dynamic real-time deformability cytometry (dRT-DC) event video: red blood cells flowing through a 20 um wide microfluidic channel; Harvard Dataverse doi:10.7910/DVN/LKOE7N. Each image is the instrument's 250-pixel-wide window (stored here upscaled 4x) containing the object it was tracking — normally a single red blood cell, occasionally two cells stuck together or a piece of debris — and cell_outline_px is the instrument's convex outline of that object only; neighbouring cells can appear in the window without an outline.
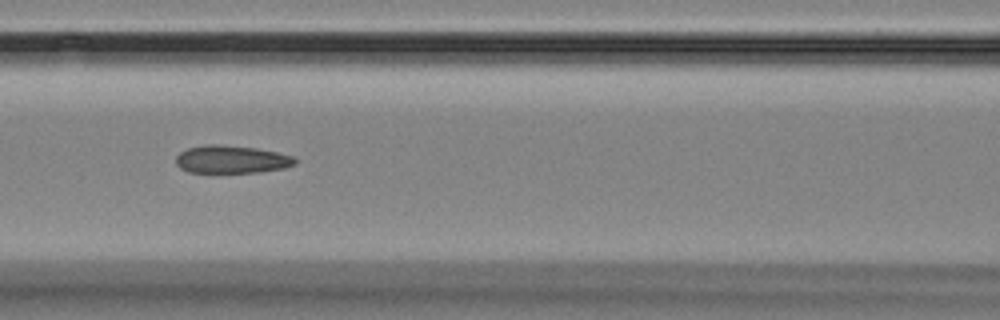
{"species": "Egyptian fruit bat (a non-hibernating species)", "species_latin": "Rousettus aegyptiacus", "temperature_condition": "room temperature", "stored_images_in_passage": 16, "camera_frame_rate_fps": 3000, "um_per_image_px": 0.085, "animal": {"sex": "female"}, "frame": {"image": 1, "passage_image": 7, "time_ms": 7.0, "image_size_px": [1000, 320], "cell_outline_px": [[296, 164], [284, 168], [260, 172], [188, 172], [180, 168], [176, 164], [176, 156], [180, 152], [188, 148], [204, 144], [220, 144], [256, 148], [276, 152], [292, 156], [296, 160]], "centroid_in_image_um": [19.66, 13.54], "position_along_channel_um": 146.9, "area_um2": 19.31}}
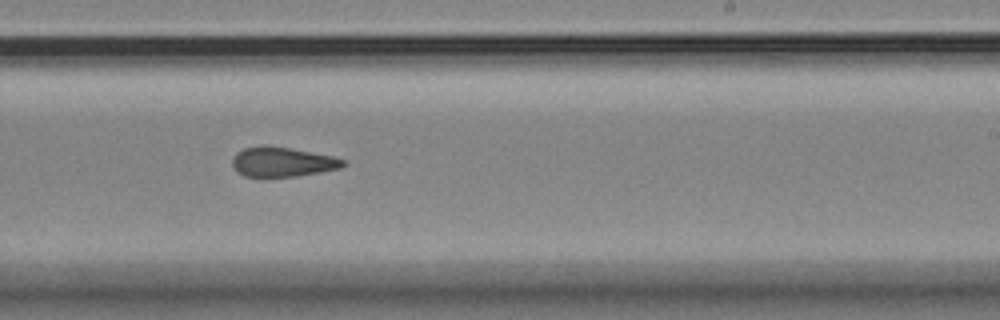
{"frame": {"image": 2, "passage_image": 10, "time_ms": 10.333, "image_size_px": [1000, 320], "cell_outline_px": [[348, 164], [340, 168], [320, 172], [296, 176], [244, 176], [236, 172], [232, 164], [232, 160], [236, 152], [244, 148], [260, 144], [264, 144], [288, 148], [332, 156], [344, 160]], "centroid_in_image_um": [23.97, 13.75], "position_along_channel_um": 265.0, "area_um2": 19.13}}
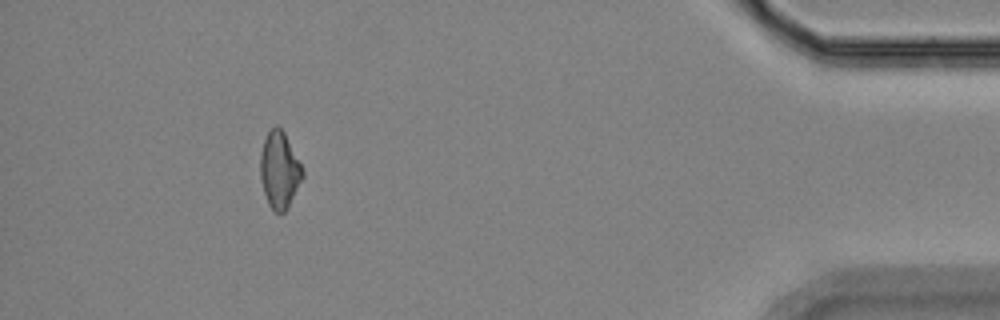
{"frame": {"image": 3, "passage_image": 15, "time_ms": 16.0, "image_size_px": [1000, 320], "cell_outline_px": [[304, 176], [288, 208], [284, 212], [276, 212], [268, 204], [260, 180], [260, 152], [264, 140], [268, 132], [276, 124], [284, 132], [304, 172]], "centroid_in_image_um": [23.74, 14.47], "position_along_channel_um": 411.5, "area_um2": 18.73}}